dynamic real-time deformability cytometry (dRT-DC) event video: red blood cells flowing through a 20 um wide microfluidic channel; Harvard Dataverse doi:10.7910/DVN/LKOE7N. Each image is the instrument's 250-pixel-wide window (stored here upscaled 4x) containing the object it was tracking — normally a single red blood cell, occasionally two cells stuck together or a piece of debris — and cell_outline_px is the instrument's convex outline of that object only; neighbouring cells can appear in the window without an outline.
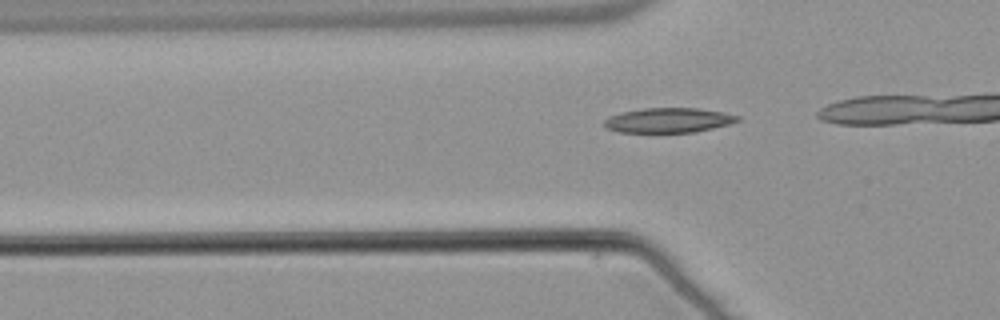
{"species": "common noctule bat (a hibernating species)", "species_latin": "Nyctalus noctula", "temperature_condition": "warm", "stored_images_in_passage": 37, "camera_frame_rate_fps": 3000, "um_per_image_px": 0.085, "animal": {"sex": "male", "body_mass_g": 21.5, "forearm_length_mm": 52.0}, "frame": {"image": 1, "passage_image": 13, "time_ms": 4.0, "image_size_px": [1000, 320], "cell_outline_px": [[740, 120], [728, 124], [712, 128], [692, 132], [620, 132], [608, 128], [604, 124], [604, 120], [608, 116], [620, 112], [644, 108], [700, 108], [740, 116]], "centroid_in_image_um": [56.79, 10.21], "position_along_channel_um": 69.0, "area_um2": 19.07}}